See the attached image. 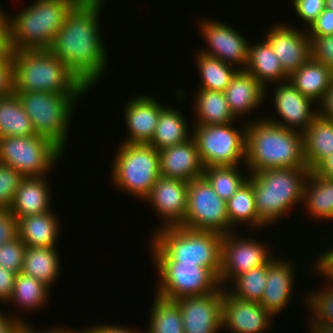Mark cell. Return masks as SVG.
Wrapping results in <instances>:
<instances>
[{
    "label": "cell",
    "mask_w": 333,
    "mask_h": 333,
    "mask_svg": "<svg viewBox=\"0 0 333 333\" xmlns=\"http://www.w3.org/2000/svg\"><path fill=\"white\" fill-rule=\"evenodd\" d=\"M102 9L74 6L48 48L90 90L106 75L109 65V52L101 38Z\"/></svg>",
    "instance_id": "obj_1"
},
{
    "label": "cell",
    "mask_w": 333,
    "mask_h": 333,
    "mask_svg": "<svg viewBox=\"0 0 333 333\" xmlns=\"http://www.w3.org/2000/svg\"><path fill=\"white\" fill-rule=\"evenodd\" d=\"M245 170L308 168L304 157L303 134L286 129L265 118L247 119ZM250 121V122H249Z\"/></svg>",
    "instance_id": "obj_2"
},
{
    "label": "cell",
    "mask_w": 333,
    "mask_h": 333,
    "mask_svg": "<svg viewBox=\"0 0 333 333\" xmlns=\"http://www.w3.org/2000/svg\"><path fill=\"white\" fill-rule=\"evenodd\" d=\"M151 235L148 239L151 261L197 264L210 268L219 277L223 235L183 226L157 229Z\"/></svg>",
    "instance_id": "obj_3"
},
{
    "label": "cell",
    "mask_w": 333,
    "mask_h": 333,
    "mask_svg": "<svg viewBox=\"0 0 333 333\" xmlns=\"http://www.w3.org/2000/svg\"><path fill=\"white\" fill-rule=\"evenodd\" d=\"M14 92L87 93L89 89L48 49L12 52Z\"/></svg>",
    "instance_id": "obj_4"
},
{
    "label": "cell",
    "mask_w": 333,
    "mask_h": 333,
    "mask_svg": "<svg viewBox=\"0 0 333 333\" xmlns=\"http://www.w3.org/2000/svg\"><path fill=\"white\" fill-rule=\"evenodd\" d=\"M309 168L265 169L249 174L253 183L256 210L261 220L272 226L303 202Z\"/></svg>",
    "instance_id": "obj_5"
},
{
    "label": "cell",
    "mask_w": 333,
    "mask_h": 333,
    "mask_svg": "<svg viewBox=\"0 0 333 333\" xmlns=\"http://www.w3.org/2000/svg\"><path fill=\"white\" fill-rule=\"evenodd\" d=\"M26 6L8 17L13 51L48 49L75 5L72 0H35Z\"/></svg>",
    "instance_id": "obj_6"
},
{
    "label": "cell",
    "mask_w": 333,
    "mask_h": 333,
    "mask_svg": "<svg viewBox=\"0 0 333 333\" xmlns=\"http://www.w3.org/2000/svg\"><path fill=\"white\" fill-rule=\"evenodd\" d=\"M29 116L36 135L51 140L63 152L76 102L87 93L14 92ZM69 125V126H68Z\"/></svg>",
    "instance_id": "obj_7"
},
{
    "label": "cell",
    "mask_w": 333,
    "mask_h": 333,
    "mask_svg": "<svg viewBox=\"0 0 333 333\" xmlns=\"http://www.w3.org/2000/svg\"><path fill=\"white\" fill-rule=\"evenodd\" d=\"M118 147L110 170L112 185L143 202L161 176L159 151L146 143L121 142Z\"/></svg>",
    "instance_id": "obj_8"
},
{
    "label": "cell",
    "mask_w": 333,
    "mask_h": 333,
    "mask_svg": "<svg viewBox=\"0 0 333 333\" xmlns=\"http://www.w3.org/2000/svg\"><path fill=\"white\" fill-rule=\"evenodd\" d=\"M63 154L51 140L40 135L0 138V163L14 168L23 177L48 175Z\"/></svg>",
    "instance_id": "obj_9"
},
{
    "label": "cell",
    "mask_w": 333,
    "mask_h": 333,
    "mask_svg": "<svg viewBox=\"0 0 333 333\" xmlns=\"http://www.w3.org/2000/svg\"><path fill=\"white\" fill-rule=\"evenodd\" d=\"M234 124L193 125L192 137L204 167L245 165L247 122L239 129Z\"/></svg>",
    "instance_id": "obj_10"
},
{
    "label": "cell",
    "mask_w": 333,
    "mask_h": 333,
    "mask_svg": "<svg viewBox=\"0 0 333 333\" xmlns=\"http://www.w3.org/2000/svg\"><path fill=\"white\" fill-rule=\"evenodd\" d=\"M159 278L155 294L176 301L183 297L204 296L221 288L219 277L210 269L181 262H153Z\"/></svg>",
    "instance_id": "obj_11"
},
{
    "label": "cell",
    "mask_w": 333,
    "mask_h": 333,
    "mask_svg": "<svg viewBox=\"0 0 333 333\" xmlns=\"http://www.w3.org/2000/svg\"><path fill=\"white\" fill-rule=\"evenodd\" d=\"M181 226L221 235L229 232L226 201L218 196L204 176L189 182L186 217Z\"/></svg>",
    "instance_id": "obj_12"
},
{
    "label": "cell",
    "mask_w": 333,
    "mask_h": 333,
    "mask_svg": "<svg viewBox=\"0 0 333 333\" xmlns=\"http://www.w3.org/2000/svg\"><path fill=\"white\" fill-rule=\"evenodd\" d=\"M239 231L228 232L221 241V271L219 283L221 287L229 286L237 276L249 270L267 264L273 257L274 247L262 240L245 238ZM266 244V245H265ZM272 248V249H271Z\"/></svg>",
    "instance_id": "obj_13"
},
{
    "label": "cell",
    "mask_w": 333,
    "mask_h": 333,
    "mask_svg": "<svg viewBox=\"0 0 333 333\" xmlns=\"http://www.w3.org/2000/svg\"><path fill=\"white\" fill-rule=\"evenodd\" d=\"M202 20V21H201ZM199 31L208 48L197 50L210 57L218 58L224 63L244 70L248 61L250 42L238 29L218 20L200 19Z\"/></svg>",
    "instance_id": "obj_14"
},
{
    "label": "cell",
    "mask_w": 333,
    "mask_h": 333,
    "mask_svg": "<svg viewBox=\"0 0 333 333\" xmlns=\"http://www.w3.org/2000/svg\"><path fill=\"white\" fill-rule=\"evenodd\" d=\"M270 86L275 87L272 88L274 92L271 97L278 117L264 118L286 129L303 133L318 116L317 104L302 95L288 80Z\"/></svg>",
    "instance_id": "obj_15"
},
{
    "label": "cell",
    "mask_w": 333,
    "mask_h": 333,
    "mask_svg": "<svg viewBox=\"0 0 333 333\" xmlns=\"http://www.w3.org/2000/svg\"><path fill=\"white\" fill-rule=\"evenodd\" d=\"M273 318L260 302L241 299L223 287L221 330L225 333H267L273 328Z\"/></svg>",
    "instance_id": "obj_16"
},
{
    "label": "cell",
    "mask_w": 333,
    "mask_h": 333,
    "mask_svg": "<svg viewBox=\"0 0 333 333\" xmlns=\"http://www.w3.org/2000/svg\"><path fill=\"white\" fill-rule=\"evenodd\" d=\"M189 182L159 177L144 202L150 204L161 221L157 229L181 226L186 217Z\"/></svg>",
    "instance_id": "obj_17"
},
{
    "label": "cell",
    "mask_w": 333,
    "mask_h": 333,
    "mask_svg": "<svg viewBox=\"0 0 333 333\" xmlns=\"http://www.w3.org/2000/svg\"><path fill=\"white\" fill-rule=\"evenodd\" d=\"M302 28V29H300ZM294 27L286 22L271 25L264 37L280 60V65L289 76L311 58L308 32L303 27Z\"/></svg>",
    "instance_id": "obj_18"
},
{
    "label": "cell",
    "mask_w": 333,
    "mask_h": 333,
    "mask_svg": "<svg viewBox=\"0 0 333 333\" xmlns=\"http://www.w3.org/2000/svg\"><path fill=\"white\" fill-rule=\"evenodd\" d=\"M223 287L204 296L176 300L182 314L184 333H218L222 329Z\"/></svg>",
    "instance_id": "obj_19"
},
{
    "label": "cell",
    "mask_w": 333,
    "mask_h": 333,
    "mask_svg": "<svg viewBox=\"0 0 333 333\" xmlns=\"http://www.w3.org/2000/svg\"><path fill=\"white\" fill-rule=\"evenodd\" d=\"M165 106L157 97L149 95L137 94L130 98L123 111L128 132L121 142L148 144L153 138L160 112Z\"/></svg>",
    "instance_id": "obj_20"
},
{
    "label": "cell",
    "mask_w": 333,
    "mask_h": 333,
    "mask_svg": "<svg viewBox=\"0 0 333 333\" xmlns=\"http://www.w3.org/2000/svg\"><path fill=\"white\" fill-rule=\"evenodd\" d=\"M287 259V260H286ZM294 261L275 256L267 263L266 287L260 304L275 318L289 305L295 289Z\"/></svg>",
    "instance_id": "obj_21"
},
{
    "label": "cell",
    "mask_w": 333,
    "mask_h": 333,
    "mask_svg": "<svg viewBox=\"0 0 333 333\" xmlns=\"http://www.w3.org/2000/svg\"><path fill=\"white\" fill-rule=\"evenodd\" d=\"M161 177L180 179L186 182L202 177V164L193 137L159 151Z\"/></svg>",
    "instance_id": "obj_22"
},
{
    "label": "cell",
    "mask_w": 333,
    "mask_h": 333,
    "mask_svg": "<svg viewBox=\"0 0 333 333\" xmlns=\"http://www.w3.org/2000/svg\"><path fill=\"white\" fill-rule=\"evenodd\" d=\"M224 92L230 111L236 119H244L253 110H258L266 98L265 87L245 70L236 72Z\"/></svg>",
    "instance_id": "obj_23"
},
{
    "label": "cell",
    "mask_w": 333,
    "mask_h": 333,
    "mask_svg": "<svg viewBox=\"0 0 333 333\" xmlns=\"http://www.w3.org/2000/svg\"><path fill=\"white\" fill-rule=\"evenodd\" d=\"M48 177L49 175L22 179L9 208L17 221L27 215L41 214L52 210L51 198L53 196Z\"/></svg>",
    "instance_id": "obj_24"
},
{
    "label": "cell",
    "mask_w": 333,
    "mask_h": 333,
    "mask_svg": "<svg viewBox=\"0 0 333 333\" xmlns=\"http://www.w3.org/2000/svg\"><path fill=\"white\" fill-rule=\"evenodd\" d=\"M54 210L27 215L18 220V236L27 247H57L60 218Z\"/></svg>",
    "instance_id": "obj_25"
},
{
    "label": "cell",
    "mask_w": 333,
    "mask_h": 333,
    "mask_svg": "<svg viewBox=\"0 0 333 333\" xmlns=\"http://www.w3.org/2000/svg\"><path fill=\"white\" fill-rule=\"evenodd\" d=\"M261 40L254 44L250 42L248 61L244 70L265 87V97H267L269 86L288 80V75L282 69L280 60L269 42L263 37Z\"/></svg>",
    "instance_id": "obj_26"
},
{
    "label": "cell",
    "mask_w": 333,
    "mask_h": 333,
    "mask_svg": "<svg viewBox=\"0 0 333 333\" xmlns=\"http://www.w3.org/2000/svg\"><path fill=\"white\" fill-rule=\"evenodd\" d=\"M288 81L317 105L322 101L333 81V71L310 58L288 76Z\"/></svg>",
    "instance_id": "obj_27"
},
{
    "label": "cell",
    "mask_w": 333,
    "mask_h": 333,
    "mask_svg": "<svg viewBox=\"0 0 333 333\" xmlns=\"http://www.w3.org/2000/svg\"><path fill=\"white\" fill-rule=\"evenodd\" d=\"M302 134L305 162L313 171L333 153V121L318 115Z\"/></svg>",
    "instance_id": "obj_28"
},
{
    "label": "cell",
    "mask_w": 333,
    "mask_h": 333,
    "mask_svg": "<svg viewBox=\"0 0 333 333\" xmlns=\"http://www.w3.org/2000/svg\"><path fill=\"white\" fill-rule=\"evenodd\" d=\"M60 260L57 247H27L21 272L51 289L61 273Z\"/></svg>",
    "instance_id": "obj_29"
},
{
    "label": "cell",
    "mask_w": 333,
    "mask_h": 333,
    "mask_svg": "<svg viewBox=\"0 0 333 333\" xmlns=\"http://www.w3.org/2000/svg\"><path fill=\"white\" fill-rule=\"evenodd\" d=\"M196 94L193 105L196 121L192 125H222L238 121L230 111L225 92L198 89Z\"/></svg>",
    "instance_id": "obj_30"
},
{
    "label": "cell",
    "mask_w": 333,
    "mask_h": 333,
    "mask_svg": "<svg viewBox=\"0 0 333 333\" xmlns=\"http://www.w3.org/2000/svg\"><path fill=\"white\" fill-rule=\"evenodd\" d=\"M175 108V109H174ZM175 106H165L161 112L153 138L148 143L157 151L185 142L192 137L183 113Z\"/></svg>",
    "instance_id": "obj_31"
},
{
    "label": "cell",
    "mask_w": 333,
    "mask_h": 333,
    "mask_svg": "<svg viewBox=\"0 0 333 333\" xmlns=\"http://www.w3.org/2000/svg\"><path fill=\"white\" fill-rule=\"evenodd\" d=\"M303 203L308 215L315 220H333V179L311 171L304 187Z\"/></svg>",
    "instance_id": "obj_32"
},
{
    "label": "cell",
    "mask_w": 333,
    "mask_h": 333,
    "mask_svg": "<svg viewBox=\"0 0 333 333\" xmlns=\"http://www.w3.org/2000/svg\"><path fill=\"white\" fill-rule=\"evenodd\" d=\"M226 207L229 232L237 230L238 225L244 226V224L249 225L251 230L257 228V231L267 227L256 210L253 183L249 179L226 201Z\"/></svg>",
    "instance_id": "obj_33"
},
{
    "label": "cell",
    "mask_w": 333,
    "mask_h": 333,
    "mask_svg": "<svg viewBox=\"0 0 333 333\" xmlns=\"http://www.w3.org/2000/svg\"><path fill=\"white\" fill-rule=\"evenodd\" d=\"M50 291V288L45 284L19 272L16 275L12 295L7 304L14 303L11 305L20 307L19 309H24V311L39 310L49 302Z\"/></svg>",
    "instance_id": "obj_34"
},
{
    "label": "cell",
    "mask_w": 333,
    "mask_h": 333,
    "mask_svg": "<svg viewBox=\"0 0 333 333\" xmlns=\"http://www.w3.org/2000/svg\"><path fill=\"white\" fill-rule=\"evenodd\" d=\"M195 51V64L201 78L197 89L224 92L238 69L218 58Z\"/></svg>",
    "instance_id": "obj_35"
},
{
    "label": "cell",
    "mask_w": 333,
    "mask_h": 333,
    "mask_svg": "<svg viewBox=\"0 0 333 333\" xmlns=\"http://www.w3.org/2000/svg\"><path fill=\"white\" fill-rule=\"evenodd\" d=\"M36 135L16 94L0 98V137Z\"/></svg>",
    "instance_id": "obj_36"
},
{
    "label": "cell",
    "mask_w": 333,
    "mask_h": 333,
    "mask_svg": "<svg viewBox=\"0 0 333 333\" xmlns=\"http://www.w3.org/2000/svg\"><path fill=\"white\" fill-rule=\"evenodd\" d=\"M151 306L146 333H184L182 314L176 301L155 295Z\"/></svg>",
    "instance_id": "obj_37"
},
{
    "label": "cell",
    "mask_w": 333,
    "mask_h": 333,
    "mask_svg": "<svg viewBox=\"0 0 333 333\" xmlns=\"http://www.w3.org/2000/svg\"><path fill=\"white\" fill-rule=\"evenodd\" d=\"M242 166H213L204 167L203 176L213 187L218 196L227 201L249 179V172L240 170ZM241 172V173H240Z\"/></svg>",
    "instance_id": "obj_38"
},
{
    "label": "cell",
    "mask_w": 333,
    "mask_h": 333,
    "mask_svg": "<svg viewBox=\"0 0 333 333\" xmlns=\"http://www.w3.org/2000/svg\"><path fill=\"white\" fill-rule=\"evenodd\" d=\"M267 264L253 268L237 276L226 288L235 296L261 302L266 287Z\"/></svg>",
    "instance_id": "obj_39"
},
{
    "label": "cell",
    "mask_w": 333,
    "mask_h": 333,
    "mask_svg": "<svg viewBox=\"0 0 333 333\" xmlns=\"http://www.w3.org/2000/svg\"><path fill=\"white\" fill-rule=\"evenodd\" d=\"M323 284L327 285L317 291L311 289L306 292L304 304L313 312L310 323L333 324V282L326 281Z\"/></svg>",
    "instance_id": "obj_40"
},
{
    "label": "cell",
    "mask_w": 333,
    "mask_h": 333,
    "mask_svg": "<svg viewBox=\"0 0 333 333\" xmlns=\"http://www.w3.org/2000/svg\"><path fill=\"white\" fill-rule=\"evenodd\" d=\"M27 246L21 241L19 236L10 242L0 246V267L8 269L14 273L22 270L24 255Z\"/></svg>",
    "instance_id": "obj_41"
},
{
    "label": "cell",
    "mask_w": 333,
    "mask_h": 333,
    "mask_svg": "<svg viewBox=\"0 0 333 333\" xmlns=\"http://www.w3.org/2000/svg\"><path fill=\"white\" fill-rule=\"evenodd\" d=\"M23 178L14 168L0 163V208H10Z\"/></svg>",
    "instance_id": "obj_42"
},
{
    "label": "cell",
    "mask_w": 333,
    "mask_h": 333,
    "mask_svg": "<svg viewBox=\"0 0 333 333\" xmlns=\"http://www.w3.org/2000/svg\"><path fill=\"white\" fill-rule=\"evenodd\" d=\"M311 58L333 71V35L309 36Z\"/></svg>",
    "instance_id": "obj_43"
},
{
    "label": "cell",
    "mask_w": 333,
    "mask_h": 333,
    "mask_svg": "<svg viewBox=\"0 0 333 333\" xmlns=\"http://www.w3.org/2000/svg\"><path fill=\"white\" fill-rule=\"evenodd\" d=\"M291 2L293 11L300 20L302 19L306 30L326 8V0H291Z\"/></svg>",
    "instance_id": "obj_44"
},
{
    "label": "cell",
    "mask_w": 333,
    "mask_h": 333,
    "mask_svg": "<svg viewBox=\"0 0 333 333\" xmlns=\"http://www.w3.org/2000/svg\"><path fill=\"white\" fill-rule=\"evenodd\" d=\"M18 236V221L7 208H0V246Z\"/></svg>",
    "instance_id": "obj_45"
},
{
    "label": "cell",
    "mask_w": 333,
    "mask_h": 333,
    "mask_svg": "<svg viewBox=\"0 0 333 333\" xmlns=\"http://www.w3.org/2000/svg\"><path fill=\"white\" fill-rule=\"evenodd\" d=\"M14 93L12 56L0 58V98Z\"/></svg>",
    "instance_id": "obj_46"
},
{
    "label": "cell",
    "mask_w": 333,
    "mask_h": 333,
    "mask_svg": "<svg viewBox=\"0 0 333 333\" xmlns=\"http://www.w3.org/2000/svg\"><path fill=\"white\" fill-rule=\"evenodd\" d=\"M309 36L333 35V10L327 8L307 29Z\"/></svg>",
    "instance_id": "obj_47"
},
{
    "label": "cell",
    "mask_w": 333,
    "mask_h": 333,
    "mask_svg": "<svg viewBox=\"0 0 333 333\" xmlns=\"http://www.w3.org/2000/svg\"><path fill=\"white\" fill-rule=\"evenodd\" d=\"M325 250L321 255L316 254L318 258L312 264L315 266L312 271L318 273L323 279L333 282V247Z\"/></svg>",
    "instance_id": "obj_48"
},
{
    "label": "cell",
    "mask_w": 333,
    "mask_h": 333,
    "mask_svg": "<svg viewBox=\"0 0 333 333\" xmlns=\"http://www.w3.org/2000/svg\"><path fill=\"white\" fill-rule=\"evenodd\" d=\"M9 14L0 4V58L12 56L9 32Z\"/></svg>",
    "instance_id": "obj_49"
},
{
    "label": "cell",
    "mask_w": 333,
    "mask_h": 333,
    "mask_svg": "<svg viewBox=\"0 0 333 333\" xmlns=\"http://www.w3.org/2000/svg\"><path fill=\"white\" fill-rule=\"evenodd\" d=\"M15 314L11 313L10 317L9 314H4L3 310H0V333H14L22 324L31 325V323L26 321L27 319L23 317L22 313L19 315L18 311Z\"/></svg>",
    "instance_id": "obj_50"
},
{
    "label": "cell",
    "mask_w": 333,
    "mask_h": 333,
    "mask_svg": "<svg viewBox=\"0 0 333 333\" xmlns=\"http://www.w3.org/2000/svg\"><path fill=\"white\" fill-rule=\"evenodd\" d=\"M16 273L0 267V303H7L12 295Z\"/></svg>",
    "instance_id": "obj_51"
},
{
    "label": "cell",
    "mask_w": 333,
    "mask_h": 333,
    "mask_svg": "<svg viewBox=\"0 0 333 333\" xmlns=\"http://www.w3.org/2000/svg\"><path fill=\"white\" fill-rule=\"evenodd\" d=\"M317 107L319 116H322L324 119L333 121V81L327 93L324 95L322 101L317 105Z\"/></svg>",
    "instance_id": "obj_52"
},
{
    "label": "cell",
    "mask_w": 333,
    "mask_h": 333,
    "mask_svg": "<svg viewBox=\"0 0 333 333\" xmlns=\"http://www.w3.org/2000/svg\"><path fill=\"white\" fill-rule=\"evenodd\" d=\"M94 328V333H146V331L144 330H137V329H129V327L126 326H122V325H114V324H105L103 322V324H97V325H93ZM126 327V328H125ZM142 331V332H141Z\"/></svg>",
    "instance_id": "obj_53"
},
{
    "label": "cell",
    "mask_w": 333,
    "mask_h": 333,
    "mask_svg": "<svg viewBox=\"0 0 333 333\" xmlns=\"http://www.w3.org/2000/svg\"><path fill=\"white\" fill-rule=\"evenodd\" d=\"M313 171L318 176L333 179V153L325 158Z\"/></svg>",
    "instance_id": "obj_54"
},
{
    "label": "cell",
    "mask_w": 333,
    "mask_h": 333,
    "mask_svg": "<svg viewBox=\"0 0 333 333\" xmlns=\"http://www.w3.org/2000/svg\"><path fill=\"white\" fill-rule=\"evenodd\" d=\"M310 333H333V324L328 323H309Z\"/></svg>",
    "instance_id": "obj_55"
},
{
    "label": "cell",
    "mask_w": 333,
    "mask_h": 333,
    "mask_svg": "<svg viewBox=\"0 0 333 333\" xmlns=\"http://www.w3.org/2000/svg\"><path fill=\"white\" fill-rule=\"evenodd\" d=\"M35 326H32L31 325V329H32V333H69V329H67V327H61V326H54V327H52L51 326V328H47V329H45V330H41V331H39V330H36L35 328H34Z\"/></svg>",
    "instance_id": "obj_56"
},
{
    "label": "cell",
    "mask_w": 333,
    "mask_h": 333,
    "mask_svg": "<svg viewBox=\"0 0 333 333\" xmlns=\"http://www.w3.org/2000/svg\"><path fill=\"white\" fill-rule=\"evenodd\" d=\"M106 0H72L75 6H97L103 7Z\"/></svg>",
    "instance_id": "obj_57"
},
{
    "label": "cell",
    "mask_w": 333,
    "mask_h": 333,
    "mask_svg": "<svg viewBox=\"0 0 333 333\" xmlns=\"http://www.w3.org/2000/svg\"><path fill=\"white\" fill-rule=\"evenodd\" d=\"M69 333H94L93 326L89 324V326L83 329H69Z\"/></svg>",
    "instance_id": "obj_58"
},
{
    "label": "cell",
    "mask_w": 333,
    "mask_h": 333,
    "mask_svg": "<svg viewBox=\"0 0 333 333\" xmlns=\"http://www.w3.org/2000/svg\"><path fill=\"white\" fill-rule=\"evenodd\" d=\"M14 333H32L31 325H21Z\"/></svg>",
    "instance_id": "obj_59"
},
{
    "label": "cell",
    "mask_w": 333,
    "mask_h": 333,
    "mask_svg": "<svg viewBox=\"0 0 333 333\" xmlns=\"http://www.w3.org/2000/svg\"><path fill=\"white\" fill-rule=\"evenodd\" d=\"M325 5L327 9L333 10V0H326Z\"/></svg>",
    "instance_id": "obj_60"
}]
</instances>
